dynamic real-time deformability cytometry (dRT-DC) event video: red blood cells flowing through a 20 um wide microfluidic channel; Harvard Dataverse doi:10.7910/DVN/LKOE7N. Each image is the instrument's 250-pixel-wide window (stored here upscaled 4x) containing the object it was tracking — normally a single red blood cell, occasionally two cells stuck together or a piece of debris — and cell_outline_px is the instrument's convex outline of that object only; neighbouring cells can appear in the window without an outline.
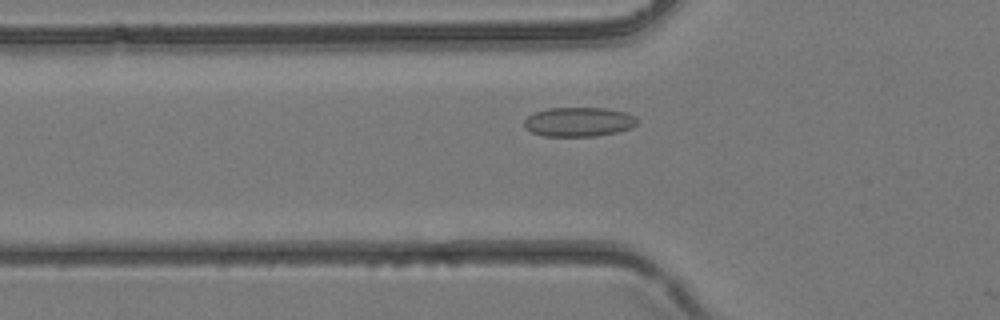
{"species": "common noctule bat (a hibernating species)", "species_latin": "Nyctalus noctula", "temperature_condition": "room temperature", "stored_images_in_passage": 11, "camera_frame_rate_fps": 3000, "um_per_image_px": 0.085, "animal": {"sex": "female", "body_mass_g": 24.6, "forearm_length_mm": 56.2}, "frame": {"image": 1, "passage_image": 10, "time_ms": 3.0, "image_size_px": [1000, 320], "cell_outline_px": [[636, 124], [632, 128], [616, 132], [596, 136], [544, 136], [532, 132], [524, 128], [524, 120], [528, 116], [536, 112], [548, 108], [604, 108], [624, 112], [636, 116]], "centroid_in_image_um": [49.18, 10.36], "position_along_channel_um": 76.6, "area_um2": 19.25}}